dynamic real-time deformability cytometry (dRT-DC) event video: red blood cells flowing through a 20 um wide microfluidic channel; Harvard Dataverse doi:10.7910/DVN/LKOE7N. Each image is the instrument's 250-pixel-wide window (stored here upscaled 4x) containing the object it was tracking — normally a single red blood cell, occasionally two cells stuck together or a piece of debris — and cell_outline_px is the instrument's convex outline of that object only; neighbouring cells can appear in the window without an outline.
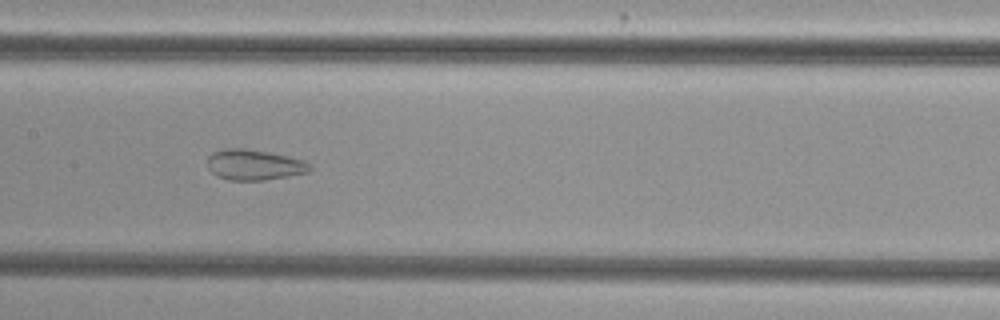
{"species": "common noctule bat (a hibernating species)", "species_latin": "Nyctalus noctula", "temperature_condition": "cold", "stored_images_in_passage": 42, "camera_frame_rate_fps": 3000, "um_per_image_px": 0.085, "animal": {"sex": "female", "body_mass_g": 29.2, "forearm_length_mm": 56.3}, "frame": {"image": 1, "passage_image": 22, "time_ms": 7.0, "image_size_px": [1000, 320], "cell_outline_px": [[312, 168], [308, 172], [288, 176], [264, 180], [228, 180], [216, 176], [208, 168], [208, 156], [212, 152], [224, 148], [244, 148], [268, 152], [304, 160], [312, 164]], "centroid_in_image_um": [21.59, 14.01], "position_along_channel_um": 185.8, "area_um2": 18.32}}
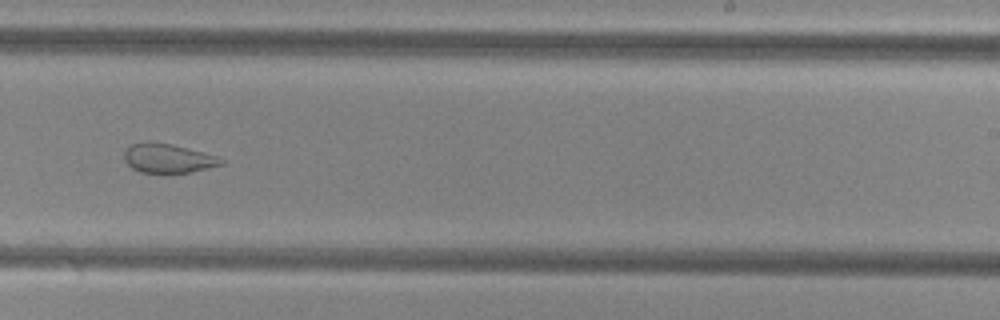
{"frame": {"image": 2, "passage_image": 29, "time_ms": 9.333, "image_size_px": [1000, 320], "cell_outline_px": [[224, 164], [208, 168], [188, 172], [140, 172], [132, 168], [124, 160], [124, 152], [128, 144], [172, 144], [216, 156], [224, 160]], "centroid_in_image_um": [14.28, 13.48], "position_along_channel_um": 274.7, "area_um2": 15.84}}
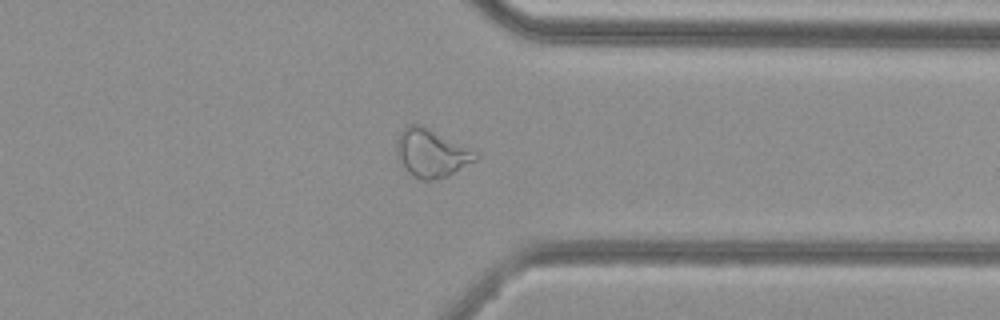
{"frame": {"image": 3, "passage_image": 37, "time_ms": 12.0, "image_size_px": [1000, 320], "cell_outline_px": [[480, 156], [476, 160], [448, 176], [436, 180], [424, 180], [412, 176], [408, 172], [400, 160], [396, 152], [396, 144], [400, 132], [408, 124], [420, 124]], "centroid_in_image_um": [36.61, 13.04], "position_along_channel_um": 374.8, "area_um2": 21.33}}